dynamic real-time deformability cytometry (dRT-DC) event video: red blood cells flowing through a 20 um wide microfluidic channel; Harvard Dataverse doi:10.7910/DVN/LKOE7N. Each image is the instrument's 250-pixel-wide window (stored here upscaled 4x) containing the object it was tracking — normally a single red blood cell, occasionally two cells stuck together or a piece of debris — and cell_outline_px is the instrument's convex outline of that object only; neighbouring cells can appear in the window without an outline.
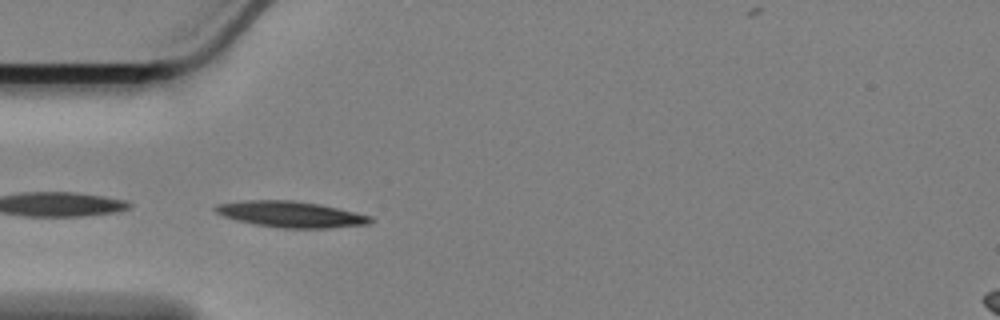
{"species": "Egyptian fruit bat (a non-hibernating species)", "species_latin": "Rousettus aegyptiacus", "temperature_condition": "cold", "stored_images_in_passage": 29, "camera_frame_rate_fps": 3000, "um_per_image_px": 0.085, "animal": {"sex": "female"}, "frame": {"image": 1, "passage_image": 2, "time_ms": 0.333, "image_size_px": [1000, 320], "cell_outline_px": [[372, 220], [368, 224], [328, 228], [276, 228], [252, 224], [236, 220], [224, 216], [216, 212], [212, 208], [216, 204], [244, 200], [292, 200], [320, 204], [372, 216]], "centroid_in_image_um": [24.67, 18.21], "position_along_channel_um": 60.3, "area_um2": 23.64}}
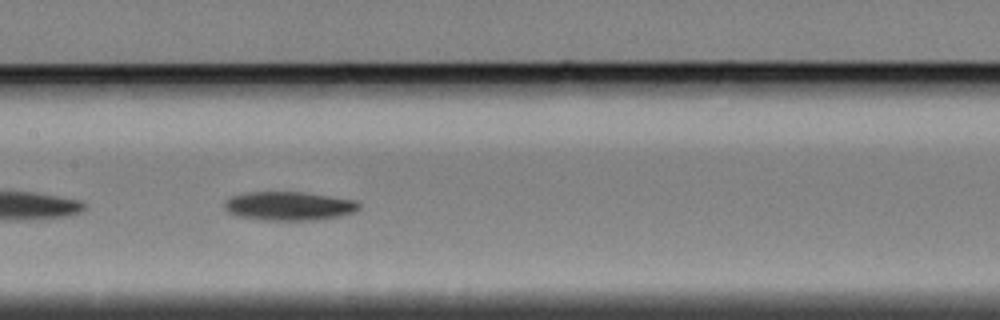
{"frame": {"image": 2, "passage_image": 13, "time_ms": 4.0, "image_size_px": [1000, 320], "cell_outline_px": [[360, 208], [352, 212], [340, 216], [320, 220], [260, 220], [236, 216], [228, 212], [224, 208], [224, 200], [232, 196], [248, 192], [300, 192], [356, 200], [360, 204]], "centroid_in_image_um": [24.53, 17.52], "position_along_channel_um": 182.9, "area_um2": 22.66}}
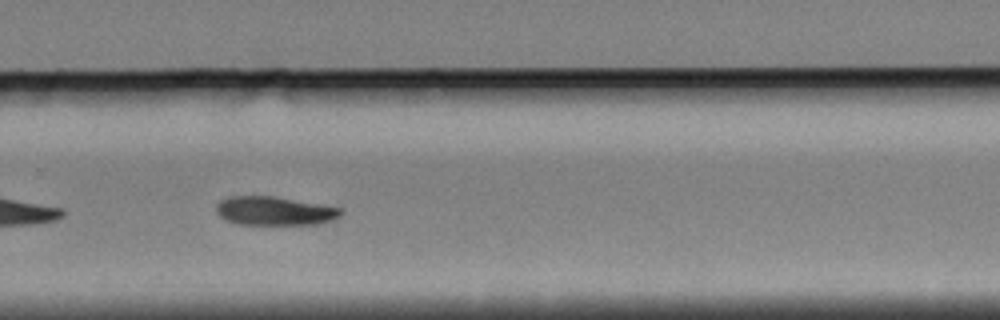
{"frame": {"image": 3, "passage_image": 24, "time_ms": 7.667, "image_size_px": [1000, 320], "cell_outline_px": [[344, 212], [340, 216], [332, 220], [316, 224], [236, 224], [224, 220], [216, 212], [216, 204], [220, 200], [228, 196], [272, 196], [344, 208]], "centroid_in_image_um": [23.32, 17.93], "position_along_channel_um": 306.5, "area_um2": 20.98}}